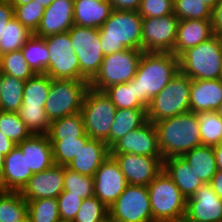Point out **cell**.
<instances>
[{
    "mask_svg": "<svg viewBox=\"0 0 222 222\" xmlns=\"http://www.w3.org/2000/svg\"><path fill=\"white\" fill-rule=\"evenodd\" d=\"M45 43L50 55L45 74L51 79L86 80L80 73L68 32L47 36Z\"/></svg>",
    "mask_w": 222,
    "mask_h": 222,
    "instance_id": "obj_11",
    "label": "cell"
},
{
    "mask_svg": "<svg viewBox=\"0 0 222 222\" xmlns=\"http://www.w3.org/2000/svg\"><path fill=\"white\" fill-rule=\"evenodd\" d=\"M138 13L143 18H158L174 13V0H141Z\"/></svg>",
    "mask_w": 222,
    "mask_h": 222,
    "instance_id": "obj_46",
    "label": "cell"
},
{
    "mask_svg": "<svg viewBox=\"0 0 222 222\" xmlns=\"http://www.w3.org/2000/svg\"><path fill=\"white\" fill-rule=\"evenodd\" d=\"M108 211L115 222H155L147 186L128 185Z\"/></svg>",
    "mask_w": 222,
    "mask_h": 222,
    "instance_id": "obj_12",
    "label": "cell"
},
{
    "mask_svg": "<svg viewBox=\"0 0 222 222\" xmlns=\"http://www.w3.org/2000/svg\"><path fill=\"white\" fill-rule=\"evenodd\" d=\"M23 222H30V220L27 218L26 220H24Z\"/></svg>",
    "mask_w": 222,
    "mask_h": 222,
    "instance_id": "obj_63",
    "label": "cell"
},
{
    "mask_svg": "<svg viewBox=\"0 0 222 222\" xmlns=\"http://www.w3.org/2000/svg\"><path fill=\"white\" fill-rule=\"evenodd\" d=\"M179 71L191 79L213 80L222 74V37L213 35L179 57Z\"/></svg>",
    "mask_w": 222,
    "mask_h": 222,
    "instance_id": "obj_4",
    "label": "cell"
},
{
    "mask_svg": "<svg viewBox=\"0 0 222 222\" xmlns=\"http://www.w3.org/2000/svg\"><path fill=\"white\" fill-rule=\"evenodd\" d=\"M202 145L215 147L222 142V118L215 111L196 113Z\"/></svg>",
    "mask_w": 222,
    "mask_h": 222,
    "instance_id": "obj_36",
    "label": "cell"
},
{
    "mask_svg": "<svg viewBox=\"0 0 222 222\" xmlns=\"http://www.w3.org/2000/svg\"><path fill=\"white\" fill-rule=\"evenodd\" d=\"M163 170L173 180L186 199L193 196L204 184L182 156L164 159Z\"/></svg>",
    "mask_w": 222,
    "mask_h": 222,
    "instance_id": "obj_25",
    "label": "cell"
},
{
    "mask_svg": "<svg viewBox=\"0 0 222 222\" xmlns=\"http://www.w3.org/2000/svg\"><path fill=\"white\" fill-rule=\"evenodd\" d=\"M1 71L3 74H7L24 81L35 75L24 58L21 50L6 53L1 56Z\"/></svg>",
    "mask_w": 222,
    "mask_h": 222,
    "instance_id": "obj_42",
    "label": "cell"
},
{
    "mask_svg": "<svg viewBox=\"0 0 222 222\" xmlns=\"http://www.w3.org/2000/svg\"><path fill=\"white\" fill-rule=\"evenodd\" d=\"M17 113L33 135L48 134L51 121L48 118L44 107L20 106Z\"/></svg>",
    "mask_w": 222,
    "mask_h": 222,
    "instance_id": "obj_38",
    "label": "cell"
},
{
    "mask_svg": "<svg viewBox=\"0 0 222 222\" xmlns=\"http://www.w3.org/2000/svg\"><path fill=\"white\" fill-rule=\"evenodd\" d=\"M103 92L117 109H146L136 97L134 79L127 83L112 85Z\"/></svg>",
    "mask_w": 222,
    "mask_h": 222,
    "instance_id": "obj_35",
    "label": "cell"
},
{
    "mask_svg": "<svg viewBox=\"0 0 222 222\" xmlns=\"http://www.w3.org/2000/svg\"><path fill=\"white\" fill-rule=\"evenodd\" d=\"M142 53V50L125 49L104 56L99 72L89 83L90 88L103 92L112 85L132 80Z\"/></svg>",
    "mask_w": 222,
    "mask_h": 222,
    "instance_id": "obj_9",
    "label": "cell"
},
{
    "mask_svg": "<svg viewBox=\"0 0 222 222\" xmlns=\"http://www.w3.org/2000/svg\"><path fill=\"white\" fill-rule=\"evenodd\" d=\"M4 167V155L0 153V177Z\"/></svg>",
    "mask_w": 222,
    "mask_h": 222,
    "instance_id": "obj_57",
    "label": "cell"
},
{
    "mask_svg": "<svg viewBox=\"0 0 222 222\" xmlns=\"http://www.w3.org/2000/svg\"><path fill=\"white\" fill-rule=\"evenodd\" d=\"M34 35L27 27L15 17L5 26L0 38V54H6L20 50Z\"/></svg>",
    "mask_w": 222,
    "mask_h": 222,
    "instance_id": "obj_31",
    "label": "cell"
},
{
    "mask_svg": "<svg viewBox=\"0 0 222 222\" xmlns=\"http://www.w3.org/2000/svg\"><path fill=\"white\" fill-rule=\"evenodd\" d=\"M16 146L25 156L27 167L32 173L45 171L55 164L48 135H32Z\"/></svg>",
    "mask_w": 222,
    "mask_h": 222,
    "instance_id": "obj_21",
    "label": "cell"
},
{
    "mask_svg": "<svg viewBox=\"0 0 222 222\" xmlns=\"http://www.w3.org/2000/svg\"><path fill=\"white\" fill-rule=\"evenodd\" d=\"M191 78L180 71L154 96L146 108L152 123L190 112Z\"/></svg>",
    "mask_w": 222,
    "mask_h": 222,
    "instance_id": "obj_5",
    "label": "cell"
},
{
    "mask_svg": "<svg viewBox=\"0 0 222 222\" xmlns=\"http://www.w3.org/2000/svg\"><path fill=\"white\" fill-rule=\"evenodd\" d=\"M112 11L107 0H74V25L99 29Z\"/></svg>",
    "mask_w": 222,
    "mask_h": 222,
    "instance_id": "obj_26",
    "label": "cell"
},
{
    "mask_svg": "<svg viewBox=\"0 0 222 222\" xmlns=\"http://www.w3.org/2000/svg\"><path fill=\"white\" fill-rule=\"evenodd\" d=\"M25 156L16 146L4 156V167L0 177V190L21 191L32 177Z\"/></svg>",
    "mask_w": 222,
    "mask_h": 222,
    "instance_id": "obj_20",
    "label": "cell"
},
{
    "mask_svg": "<svg viewBox=\"0 0 222 222\" xmlns=\"http://www.w3.org/2000/svg\"><path fill=\"white\" fill-rule=\"evenodd\" d=\"M187 222H222V199L210 183H204L193 196L187 198Z\"/></svg>",
    "mask_w": 222,
    "mask_h": 222,
    "instance_id": "obj_17",
    "label": "cell"
},
{
    "mask_svg": "<svg viewBox=\"0 0 222 222\" xmlns=\"http://www.w3.org/2000/svg\"><path fill=\"white\" fill-rule=\"evenodd\" d=\"M147 188L155 222L184 219L187 199L164 170L155 177Z\"/></svg>",
    "mask_w": 222,
    "mask_h": 222,
    "instance_id": "obj_6",
    "label": "cell"
},
{
    "mask_svg": "<svg viewBox=\"0 0 222 222\" xmlns=\"http://www.w3.org/2000/svg\"><path fill=\"white\" fill-rule=\"evenodd\" d=\"M63 190L82 199L93 197V177L77 173L65 166Z\"/></svg>",
    "mask_w": 222,
    "mask_h": 222,
    "instance_id": "obj_41",
    "label": "cell"
},
{
    "mask_svg": "<svg viewBox=\"0 0 222 222\" xmlns=\"http://www.w3.org/2000/svg\"><path fill=\"white\" fill-rule=\"evenodd\" d=\"M215 112L222 118V102H221L220 105L217 107V109H216Z\"/></svg>",
    "mask_w": 222,
    "mask_h": 222,
    "instance_id": "obj_58",
    "label": "cell"
},
{
    "mask_svg": "<svg viewBox=\"0 0 222 222\" xmlns=\"http://www.w3.org/2000/svg\"><path fill=\"white\" fill-rule=\"evenodd\" d=\"M68 34L79 60L80 73L90 83L99 72L104 57L99 29L73 25Z\"/></svg>",
    "mask_w": 222,
    "mask_h": 222,
    "instance_id": "obj_10",
    "label": "cell"
},
{
    "mask_svg": "<svg viewBox=\"0 0 222 222\" xmlns=\"http://www.w3.org/2000/svg\"><path fill=\"white\" fill-rule=\"evenodd\" d=\"M222 102V82L219 79H191L190 112L216 111Z\"/></svg>",
    "mask_w": 222,
    "mask_h": 222,
    "instance_id": "obj_22",
    "label": "cell"
},
{
    "mask_svg": "<svg viewBox=\"0 0 222 222\" xmlns=\"http://www.w3.org/2000/svg\"><path fill=\"white\" fill-rule=\"evenodd\" d=\"M35 3L42 5L44 8L48 7L54 0H33Z\"/></svg>",
    "mask_w": 222,
    "mask_h": 222,
    "instance_id": "obj_55",
    "label": "cell"
},
{
    "mask_svg": "<svg viewBox=\"0 0 222 222\" xmlns=\"http://www.w3.org/2000/svg\"><path fill=\"white\" fill-rule=\"evenodd\" d=\"M212 9L203 0H174V15L179 20H210Z\"/></svg>",
    "mask_w": 222,
    "mask_h": 222,
    "instance_id": "obj_43",
    "label": "cell"
},
{
    "mask_svg": "<svg viewBox=\"0 0 222 222\" xmlns=\"http://www.w3.org/2000/svg\"><path fill=\"white\" fill-rule=\"evenodd\" d=\"M14 18V8L7 1H0V38L2 37V32L8 22Z\"/></svg>",
    "mask_w": 222,
    "mask_h": 222,
    "instance_id": "obj_49",
    "label": "cell"
},
{
    "mask_svg": "<svg viewBox=\"0 0 222 222\" xmlns=\"http://www.w3.org/2000/svg\"><path fill=\"white\" fill-rule=\"evenodd\" d=\"M12 6L27 4L33 0H7Z\"/></svg>",
    "mask_w": 222,
    "mask_h": 222,
    "instance_id": "obj_54",
    "label": "cell"
},
{
    "mask_svg": "<svg viewBox=\"0 0 222 222\" xmlns=\"http://www.w3.org/2000/svg\"><path fill=\"white\" fill-rule=\"evenodd\" d=\"M2 77H3V73L0 70V92H1V85H2Z\"/></svg>",
    "mask_w": 222,
    "mask_h": 222,
    "instance_id": "obj_59",
    "label": "cell"
},
{
    "mask_svg": "<svg viewBox=\"0 0 222 222\" xmlns=\"http://www.w3.org/2000/svg\"><path fill=\"white\" fill-rule=\"evenodd\" d=\"M89 88L87 80L50 78L48 98L44 105L50 121L80 112Z\"/></svg>",
    "mask_w": 222,
    "mask_h": 222,
    "instance_id": "obj_7",
    "label": "cell"
},
{
    "mask_svg": "<svg viewBox=\"0 0 222 222\" xmlns=\"http://www.w3.org/2000/svg\"><path fill=\"white\" fill-rule=\"evenodd\" d=\"M16 144L10 140L7 136L0 132V153L4 156L7 155Z\"/></svg>",
    "mask_w": 222,
    "mask_h": 222,
    "instance_id": "obj_51",
    "label": "cell"
},
{
    "mask_svg": "<svg viewBox=\"0 0 222 222\" xmlns=\"http://www.w3.org/2000/svg\"><path fill=\"white\" fill-rule=\"evenodd\" d=\"M213 148L217 164V170L222 171V142Z\"/></svg>",
    "mask_w": 222,
    "mask_h": 222,
    "instance_id": "obj_53",
    "label": "cell"
},
{
    "mask_svg": "<svg viewBox=\"0 0 222 222\" xmlns=\"http://www.w3.org/2000/svg\"><path fill=\"white\" fill-rule=\"evenodd\" d=\"M50 77L47 74H35L25 81L21 106L44 107L48 98Z\"/></svg>",
    "mask_w": 222,
    "mask_h": 222,
    "instance_id": "obj_34",
    "label": "cell"
},
{
    "mask_svg": "<svg viewBox=\"0 0 222 222\" xmlns=\"http://www.w3.org/2000/svg\"><path fill=\"white\" fill-rule=\"evenodd\" d=\"M25 81L3 74L0 92V110L17 113L23 101Z\"/></svg>",
    "mask_w": 222,
    "mask_h": 222,
    "instance_id": "obj_33",
    "label": "cell"
},
{
    "mask_svg": "<svg viewBox=\"0 0 222 222\" xmlns=\"http://www.w3.org/2000/svg\"><path fill=\"white\" fill-rule=\"evenodd\" d=\"M27 216V201L20 191L0 190V222H23Z\"/></svg>",
    "mask_w": 222,
    "mask_h": 222,
    "instance_id": "obj_29",
    "label": "cell"
},
{
    "mask_svg": "<svg viewBox=\"0 0 222 222\" xmlns=\"http://www.w3.org/2000/svg\"><path fill=\"white\" fill-rule=\"evenodd\" d=\"M65 166L54 164L45 171L33 173L20 191L26 200L57 198L63 191Z\"/></svg>",
    "mask_w": 222,
    "mask_h": 222,
    "instance_id": "obj_18",
    "label": "cell"
},
{
    "mask_svg": "<svg viewBox=\"0 0 222 222\" xmlns=\"http://www.w3.org/2000/svg\"><path fill=\"white\" fill-rule=\"evenodd\" d=\"M213 191L222 199V171L218 170L210 182Z\"/></svg>",
    "mask_w": 222,
    "mask_h": 222,
    "instance_id": "obj_52",
    "label": "cell"
},
{
    "mask_svg": "<svg viewBox=\"0 0 222 222\" xmlns=\"http://www.w3.org/2000/svg\"><path fill=\"white\" fill-rule=\"evenodd\" d=\"M110 154H135L162 157L154 123L147 121L141 127L131 130L111 148Z\"/></svg>",
    "mask_w": 222,
    "mask_h": 222,
    "instance_id": "obj_15",
    "label": "cell"
},
{
    "mask_svg": "<svg viewBox=\"0 0 222 222\" xmlns=\"http://www.w3.org/2000/svg\"><path fill=\"white\" fill-rule=\"evenodd\" d=\"M89 139V137H79L77 139L50 140L54 163L67 166L77 156L81 146H85Z\"/></svg>",
    "mask_w": 222,
    "mask_h": 222,
    "instance_id": "obj_39",
    "label": "cell"
},
{
    "mask_svg": "<svg viewBox=\"0 0 222 222\" xmlns=\"http://www.w3.org/2000/svg\"><path fill=\"white\" fill-rule=\"evenodd\" d=\"M109 155L110 149L104 141L90 138L66 167L77 173L94 177L96 170Z\"/></svg>",
    "mask_w": 222,
    "mask_h": 222,
    "instance_id": "obj_24",
    "label": "cell"
},
{
    "mask_svg": "<svg viewBox=\"0 0 222 222\" xmlns=\"http://www.w3.org/2000/svg\"><path fill=\"white\" fill-rule=\"evenodd\" d=\"M163 160L201 146L197 114L188 112L154 123Z\"/></svg>",
    "mask_w": 222,
    "mask_h": 222,
    "instance_id": "obj_2",
    "label": "cell"
},
{
    "mask_svg": "<svg viewBox=\"0 0 222 222\" xmlns=\"http://www.w3.org/2000/svg\"><path fill=\"white\" fill-rule=\"evenodd\" d=\"M74 25V0H54L45 8L40 25L34 35L45 38L68 32Z\"/></svg>",
    "mask_w": 222,
    "mask_h": 222,
    "instance_id": "obj_19",
    "label": "cell"
},
{
    "mask_svg": "<svg viewBox=\"0 0 222 222\" xmlns=\"http://www.w3.org/2000/svg\"><path fill=\"white\" fill-rule=\"evenodd\" d=\"M117 161L129 185L148 186L163 170V157L110 154Z\"/></svg>",
    "mask_w": 222,
    "mask_h": 222,
    "instance_id": "obj_14",
    "label": "cell"
},
{
    "mask_svg": "<svg viewBox=\"0 0 222 222\" xmlns=\"http://www.w3.org/2000/svg\"><path fill=\"white\" fill-rule=\"evenodd\" d=\"M171 222H187L185 219L178 220V221H171Z\"/></svg>",
    "mask_w": 222,
    "mask_h": 222,
    "instance_id": "obj_61",
    "label": "cell"
},
{
    "mask_svg": "<svg viewBox=\"0 0 222 222\" xmlns=\"http://www.w3.org/2000/svg\"><path fill=\"white\" fill-rule=\"evenodd\" d=\"M103 222H115L110 217L106 218Z\"/></svg>",
    "mask_w": 222,
    "mask_h": 222,
    "instance_id": "obj_60",
    "label": "cell"
},
{
    "mask_svg": "<svg viewBox=\"0 0 222 222\" xmlns=\"http://www.w3.org/2000/svg\"><path fill=\"white\" fill-rule=\"evenodd\" d=\"M182 157L204 183H210L218 171L214 148L211 146L201 145L195 147L184 153Z\"/></svg>",
    "mask_w": 222,
    "mask_h": 222,
    "instance_id": "obj_28",
    "label": "cell"
},
{
    "mask_svg": "<svg viewBox=\"0 0 222 222\" xmlns=\"http://www.w3.org/2000/svg\"><path fill=\"white\" fill-rule=\"evenodd\" d=\"M20 50L35 74L46 73L50 55L45 38L33 35Z\"/></svg>",
    "mask_w": 222,
    "mask_h": 222,
    "instance_id": "obj_32",
    "label": "cell"
},
{
    "mask_svg": "<svg viewBox=\"0 0 222 222\" xmlns=\"http://www.w3.org/2000/svg\"><path fill=\"white\" fill-rule=\"evenodd\" d=\"M30 222H61L57 198H42L27 201Z\"/></svg>",
    "mask_w": 222,
    "mask_h": 222,
    "instance_id": "obj_37",
    "label": "cell"
},
{
    "mask_svg": "<svg viewBox=\"0 0 222 222\" xmlns=\"http://www.w3.org/2000/svg\"><path fill=\"white\" fill-rule=\"evenodd\" d=\"M148 121L146 109H117L109 134V149L131 130Z\"/></svg>",
    "mask_w": 222,
    "mask_h": 222,
    "instance_id": "obj_27",
    "label": "cell"
},
{
    "mask_svg": "<svg viewBox=\"0 0 222 222\" xmlns=\"http://www.w3.org/2000/svg\"><path fill=\"white\" fill-rule=\"evenodd\" d=\"M109 217L108 207L96 196L83 199L72 222H103Z\"/></svg>",
    "mask_w": 222,
    "mask_h": 222,
    "instance_id": "obj_44",
    "label": "cell"
},
{
    "mask_svg": "<svg viewBox=\"0 0 222 222\" xmlns=\"http://www.w3.org/2000/svg\"><path fill=\"white\" fill-rule=\"evenodd\" d=\"M116 111L104 92L89 88L80 111L89 138L104 141L109 148V134Z\"/></svg>",
    "mask_w": 222,
    "mask_h": 222,
    "instance_id": "obj_8",
    "label": "cell"
},
{
    "mask_svg": "<svg viewBox=\"0 0 222 222\" xmlns=\"http://www.w3.org/2000/svg\"><path fill=\"white\" fill-rule=\"evenodd\" d=\"M0 132L12 140L15 144L28 139L33 134L26 124L20 119L18 113L0 110Z\"/></svg>",
    "mask_w": 222,
    "mask_h": 222,
    "instance_id": "obj_40",
    "label": "cell"
},
{
    "mask_svg": "<svg viewBox=\"0 0 222 222\" xmlns=\"http://www.w3.org/2000/svg\"><path fill=\"white\" fill-rule=\"evenodd\" d=\"M203 2L211 9H213L215 5L219 2V0H203Z\"/></svg>",
    "mask_w": 222,
    "mask_h": 222,
    "instance_id": "obj_56",
    "label": "cell"
},
{
    "mask_svg": "<svg viewBox=\"0 0 222 222\" xmlns=\"http://www.w3.org/2000/svg\"><path fill=\"white\" fill-rule=\"evenodd\" d=\"M213 35L211 20H179L175 46L171 53L179 57L188 48L199 45Z\"/></svg>",
    "mask_w": 222,
    "mask_h": 222,
    "instance_id": "obj_23",
    "label": "cell"
},
{
    "mask_svg": "<svg viewBox=\"0 0 222 222\" xmlns=\"http://www.w3.org/2000/svg\"><path fill=\"white\" fill-rule=\"evenodd\" d=\"M178 72L179 58L173 53L143 52L133 78L138 101L147 108Z\"/></svg>",
    "mask_w": 222,
    "mask_h": 222,
    "instance_id": "obj_1",
    "label": "cell"
},
{
    "mask_svg": "<svg viewBox=\"0 0 222 222\" xmlns=\"http://www.w3.org/2000/svg\"><path fill=\"white\" fill-rule=\"evenodd\" d=\"M14 17L27 27L31 32L35 33L40 25L45 8L31 1L27 4L13 6Z\"/></svg>",
    "mask_w": 222,
    "mask_h": 222,
    "instance_id": "obj_45",
    "label": "cell"
},
{
    "mask_svg": "<svg viewBox=\"0 0 222 222\" xmlns=\"http://www.w3.org/2000/svg\"><path fill=\"white\" fill-rule=\"evenodd\" d=\"M142 19L138 11L113 10L99 28L103 55L125 49L142 50Z\"/></svg>",
    "mask_w": 222,
    "mask_h": 222,
    "instance_id": "obj_3",
    "label": "cell"
},
{
    "mask_svg": "<svg viewBox=\"0 0 222 222\" xmlns=\"http://www.w3.org/2000/svg\"><path fill=\"white\" fill-rule=\"evenodd\" d=\"M80 196L70 195V192L62 191L57 197L61 222H72L82 204Z\"/></svg>",
    "mask_w": 222,
    "mask_h": 222,
    "instance_id": "obj_47",
    "label": "cell"
},
{
    "mask_svg": "<svg viewBox=\"0 0 222 222\" xmlns=\"http://www.w3.org/2000/svg\"><path fill=\"white\" fill-rule=\"evenodd\" d=\"M212 31L215 35L222 37V0L215 5L211 12Z\"/></svg>",
    "mask_w": 222,
    "mask_h": 222,
    "instance_id": "obj_48",
    "label": "cell"
},
{
    "mask_svg": "<svg viewBox=\"0 0 222 222\" xmlns=\"http://www.w3.org/2000/svg\"><path fill=\"white\" fill-rule=\"evenodd\" d=\"M179 19L173 14L142 19V51L169 52L174 46Z\"/></svg>",
    "mask_w": 222,
    "mask_h": 222,
    "instance_id": "obj_13",
    "label": "cell"
},
{
    "mask_svg": "<svg viewBox=\"0 0 222 222\" xmlns=\"http://www.w3.org/2000/svg\"><path fill=\"white\" fill-rule=\"evenodd\" d=\"M1 56H2V55L0 54V70H1Z\"/></svg>",
    "mask_w": 222,
    "mask_h": 222,
    "instance_id": "obj_62",
    "label": "cell"
},
{
    "mask_svg": "<svg viewBox=\"0 0 222 222\" xmlns=\"http://www.w3.org/2000/svg\"><path fill=\"white\" fill-rule=\"evenodd\" d=\"M113 10L138 11L141 0H107Z\"/></svg>",
    "mask_w": 222,
    "mask_h": 222,
    "instance_id": "obj_50",
    "label": "cell"
},
{
    "mask_svg": "<svg viewBox=\"0 0 222 222\" xmlns=\"http://www.w3.org/2000/svg\"><path fill=\"white\" fill-rule=\"evenodd\" d=\"M93 181L94 196L108 208L129 185L117 161L111 155L96 170Z\"/></svg>",
    "mask_w": 222,
    "mask_h": 222,
    "instance_id": "obj_16",
    "label": "cell"
},
{
    "mask_svg": "<svg viewBox=\"0 0 222 222\" xmlns=\"http://www.w3.org/2000/svg\"><path fill=\"white\" fill-rule=\"evenodd\" d=\"M49 140L77 139L89 137L85 133L81 112L51 121Z\"/></svg>",
    "mask_w": 222,
    "mask_h": 222,
    "instance_id": "obj_30",
    "label": "cell"
}]
</instances>
